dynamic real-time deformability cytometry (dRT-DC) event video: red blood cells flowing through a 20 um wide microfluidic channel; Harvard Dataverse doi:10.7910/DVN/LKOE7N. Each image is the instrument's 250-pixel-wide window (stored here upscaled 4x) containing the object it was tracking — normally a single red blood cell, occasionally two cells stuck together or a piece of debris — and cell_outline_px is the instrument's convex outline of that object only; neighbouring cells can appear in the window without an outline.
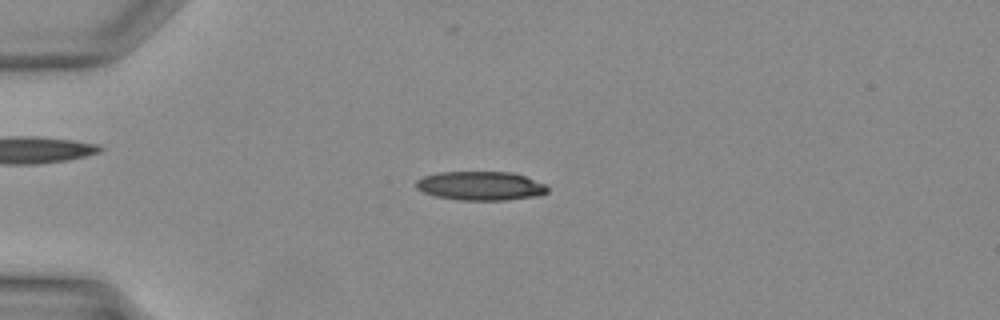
{"species": "Egyptian fruit bat (a non-hibernating species)", "species_latin": "Rousettus aegyptiacus", "temperature_condition": "warm", "stored_images_in_passage": 39, "camera_frame_rate_fps": 3000, "um_per_image_px": 0.085, "animal": {"sex": "female"}, "frame": {"image": 1, "passage_image": 10, "time_ms": 3.0, "image_size_px": [1000, 320], "cell_outline_px": [[548, 192], [536, 196], [504, 200], [460, 200], [436, 196], [424, 192], [416, 188], [416, 180], [424, 176], [440, 172], [512, 172], [548, 184]], "centroid_in_image_um": [40.87, 15.79], "position_along_channel_um": 44.1, "area_um2": 22.14}}
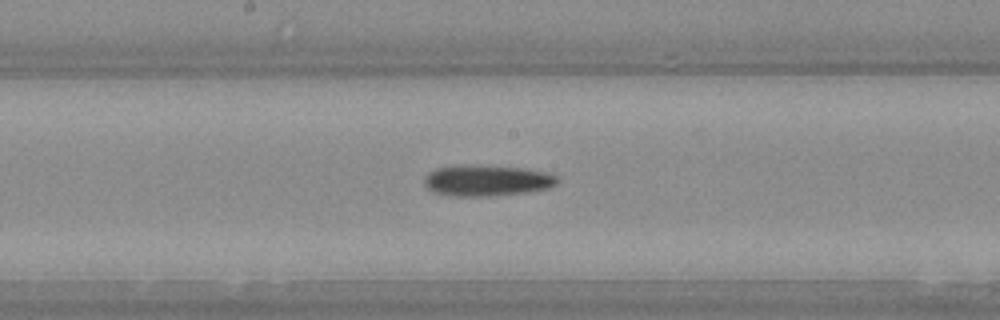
{"frame": {"image": 2, "passage_image": 21, "time_ms": 6.667, "image_size_px": [1000, 320], "cell_outline_px": [[560, 180], [556, 184], [548, 188], [528, 192], [488, 196], [452, 196], [432, 192], [424, 184], [424, 176], [428, 172], [436, 168], [524, 168], [544, 172], [556, 176]], "centroid_in_image_um": [41.4, 15.4], "position_along_channel_um": 206.8, "area_um2": 22.95}}
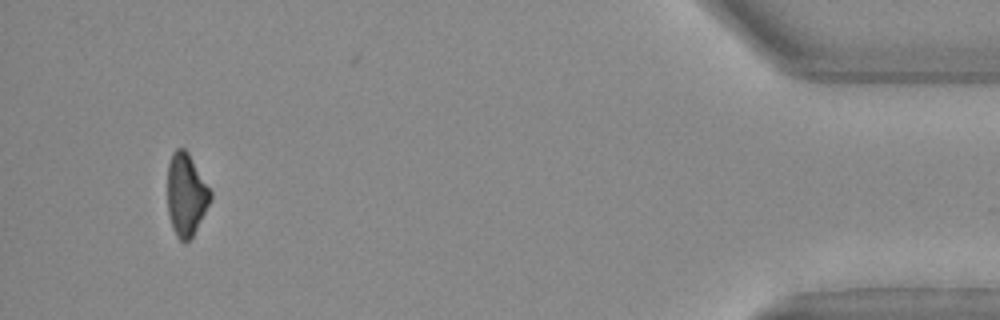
{"frame": {"image": 3, "passage_image": 37, "time_ms": 12.0, "image_size_px": [1000, 320], "cell_outline_px": [[212, 200], [192, 236], [184, 244], [176, 236], [172, 228], [168, 212], [168, 164], [172, 152], [176, 148], [184, 148], [188, 152], [212, 192]], "centroid_in_image_um": [15.82, 16.55], "position_along_channel_um": 419.4, "area_um2": 20.69}}